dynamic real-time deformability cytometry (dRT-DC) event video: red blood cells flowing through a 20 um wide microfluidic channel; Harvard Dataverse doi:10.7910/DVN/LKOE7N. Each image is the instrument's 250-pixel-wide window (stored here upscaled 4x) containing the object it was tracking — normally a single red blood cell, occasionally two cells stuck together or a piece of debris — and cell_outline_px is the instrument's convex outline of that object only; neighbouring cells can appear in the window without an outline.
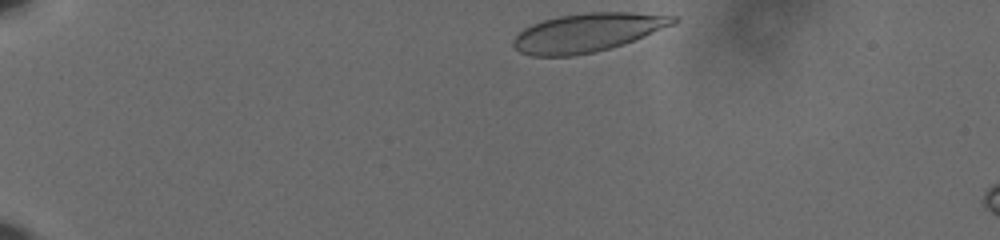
{"species": "human", "species_latin": "Homo sapiens", "temperature_condition": "cold", "stored_images_in_passage": 9, "camera_frame_rate_fps": 3000, "um_per_image_px": 0.085, "donor": {"sex": "male"}, "frame": {"image": 1, "passage_image": 1, "time_ms": 0.0, "image_size_px": [1000, 240], "cell_outline_px": [[680, 20], [672, 24], [644, 36], [624, 44], [596, 52], [572, 56], [532, 56], [520, 52], [512, 44], [512, 40], [524, 28], [532, 24], [544, 20], [560, 16], [588, 12], [632, 12], [676, 16]], "centroid_in_image_um": [49.92, 2.77], "position_along_channel_um": 35.1, "area_um2": 35.78}}